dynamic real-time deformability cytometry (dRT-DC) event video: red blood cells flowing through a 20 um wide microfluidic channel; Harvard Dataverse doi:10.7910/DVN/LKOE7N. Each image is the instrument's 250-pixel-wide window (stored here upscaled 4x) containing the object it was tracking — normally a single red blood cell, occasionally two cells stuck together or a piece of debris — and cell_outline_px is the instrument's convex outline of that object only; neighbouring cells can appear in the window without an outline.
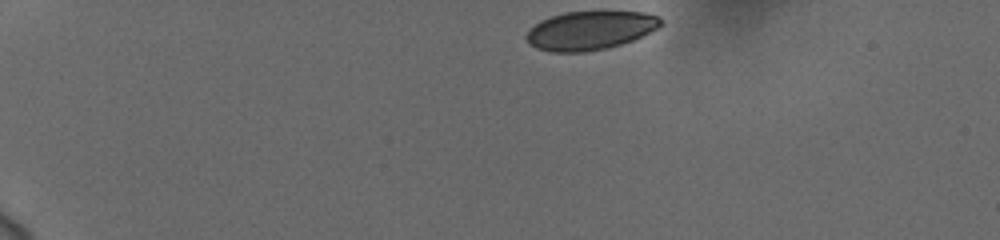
{"species": "human", "species_latin": "Homo sapiens", "temperature_condition": "cold", "stored_images_in_passage": 16, "camera_frame_rate_fps": 3000, "um_per_image_px": 0.085, "donor": {"sex": "female"}, "frame": {"image": 1, "passage_image": 1, "time_ms": 0.0, "image_size_px": [1000, 240], "cell_outline_px": [[664, 24], [632, 40], [608, 48], [584, 52], [552, 52], [536, 48], [524, 36], [540, 20], [564, 12], [644, 12], [660, 16], [664, 20]], "centroid_in_image_um": [50.18, 2.58], "position_along_channel_um": 34.8, "area_um2": 30.06}}
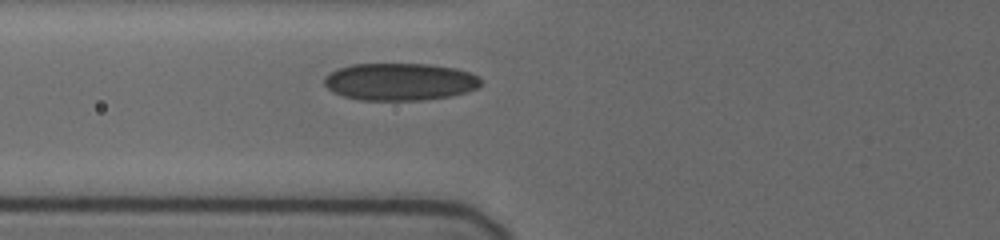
{"frame": {"image": 2, "passage_image": 10, "time_ms": 4.0, "image_size_px": [1000, 240], "cell_outline_px": [[480, 84], [476, 88], [464, 92], [448, 96], [420, 100], [360, 100], [344, 96], [332, 92], [324, 84], [324, 76], [336, 68], [352, 64], [432, 64], [456, 68], [480, 76]], "centroid_in_image_um": [33.94, 6.93], "position_along_channel_um": 91.9, "area_um2": 34.1}}
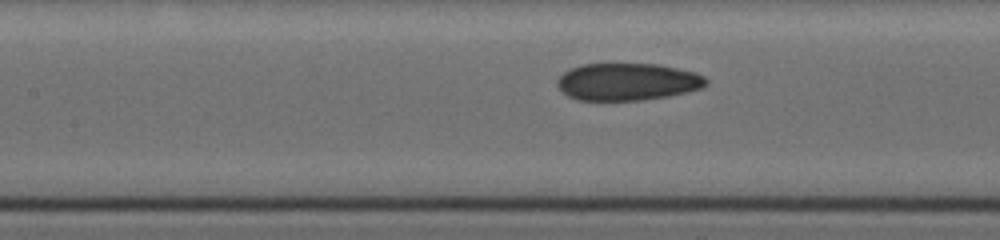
{"frame": {"image": 3, "passage_image": 14, "time_ms": 5.667, "image_size_px": [1000, 240], "cell_outline_px": [[708, 84], [704, 88], [668, 96], [644, 100], [580, 100], [568, 96], [556, 84], [556, 80], [564, 72], [572, 68], [584, 64], [608, 60], [612, 60], [660, 64], [696, 72], [704, 76], [708, 80]], "centroid_in_image_um": [53.36, 6.89], "position_along_channel_um": 154.0, "area_um2": 33.58}}